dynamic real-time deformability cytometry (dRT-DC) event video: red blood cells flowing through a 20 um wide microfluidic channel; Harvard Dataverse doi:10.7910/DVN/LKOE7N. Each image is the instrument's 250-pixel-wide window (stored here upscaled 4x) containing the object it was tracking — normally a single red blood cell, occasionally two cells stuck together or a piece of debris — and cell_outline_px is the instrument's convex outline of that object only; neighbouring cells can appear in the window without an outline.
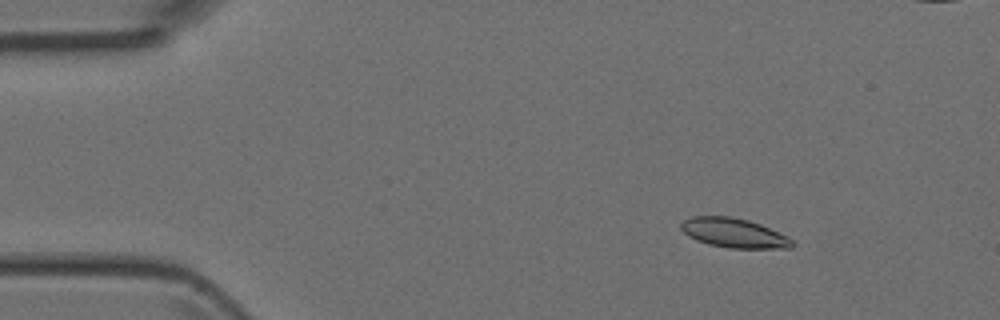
{"species": "Egyptian fruit bat (a non-hibernating species)", "species_latin": "Rousettus aegyptiacus", "temperature_condition": "room temperature", "stored_images_in_passage": 44, "camera_frame_rate_fps": 3000, "um_per_image_px": 0.085, "animal": {"sex": "female"}, "frame": {"image": 1, "passage_image": 1, "time_ms": 0.0, "image_size_px": [1000, 320], "cell_outline_px": [[796, 244], [792, 248], [728, 248], [708, 244], [696, 240], [688, 236], [680, 228], [680, 224], [684, 220], [692, 216], [732, 216], [748, 220], [760, 224], [788, 236]], "centroid_in_image_um": [62.39, 19.8], "position_along_channel_um": 22.6, "area_um2": 19.19}}
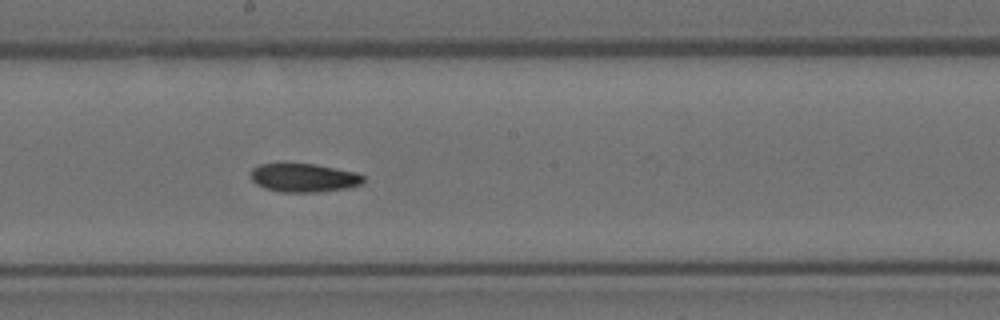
{"frame": {"image": 2, "passage_image": 21, "time_ms": 6.667, "image_size_px": [1000, 320], "cell_outline_px": [[364, 184], [348, 188], [320, 192], [280, 192], [264, 188], [256, 184], [252, 180], [252, 168], [260, 164], [284, 160], [316, 164], [356, 172], [364, 176]], "centroid_in_image_um": [25.81, 15.07], "position_along_channel_um": 222.4, "area_um2": 19.65}}
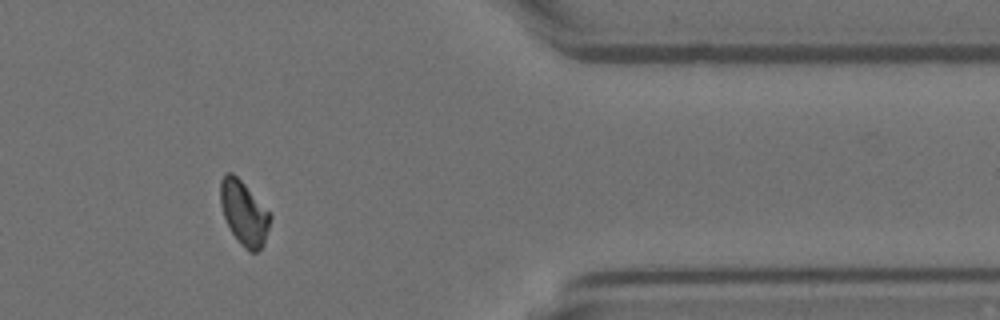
{"frame": {"image": 3, "passage_image": 35, "time_ms": 11.333, "image_size_px": [1000, 320], "cell_outline_px": [[272, 216], [264, 244], [256, 252], [248, 252], [232, 232], [224, 216], [220, 204], [220, 180], [224, 172], [232, 172], [244, 184]], "centroid_in_image_um": [20.72, 18.09], "position_along_channel_um": 390.7, "area_um2": 18.26}}